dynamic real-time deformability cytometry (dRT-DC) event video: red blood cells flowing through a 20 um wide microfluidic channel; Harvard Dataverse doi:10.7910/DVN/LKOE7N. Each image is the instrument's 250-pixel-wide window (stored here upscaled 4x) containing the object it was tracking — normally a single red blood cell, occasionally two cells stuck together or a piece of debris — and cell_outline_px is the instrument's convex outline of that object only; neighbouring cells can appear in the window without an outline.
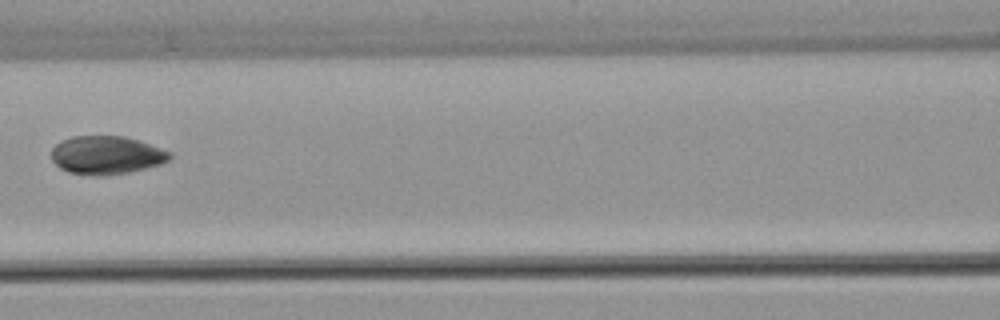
{"species": "common noctule bat (a hibernating species)", "species_latin": "Nyctalus noctula", "temperature_condition": "warm", "stored_images_in_passage": 5, "camera_frame_rate_fps": 3000, "um_per_image_px": 0.085, "animal": {"sex": "female", "body_mass_g": 22.7, "forearm_length_mm": 54.2}, "frame": {"image": 1, "passage_image": 5, "time_ms": 7.0, "image_size_px": [1000, 320], "cell_outline_px": [[172, 156], [168, 160], [160, 164], [128, 172], [100, 176], [96, 176], [68, 172], [60, 168], [52, 160], [52, 148], [56, 144], [72, 136], [124, 136], [172, 152]], "centroid_in_image_um": [9.03, 13.19], "position_along_channel_um": 157.6, "area_um2": 26.13}}